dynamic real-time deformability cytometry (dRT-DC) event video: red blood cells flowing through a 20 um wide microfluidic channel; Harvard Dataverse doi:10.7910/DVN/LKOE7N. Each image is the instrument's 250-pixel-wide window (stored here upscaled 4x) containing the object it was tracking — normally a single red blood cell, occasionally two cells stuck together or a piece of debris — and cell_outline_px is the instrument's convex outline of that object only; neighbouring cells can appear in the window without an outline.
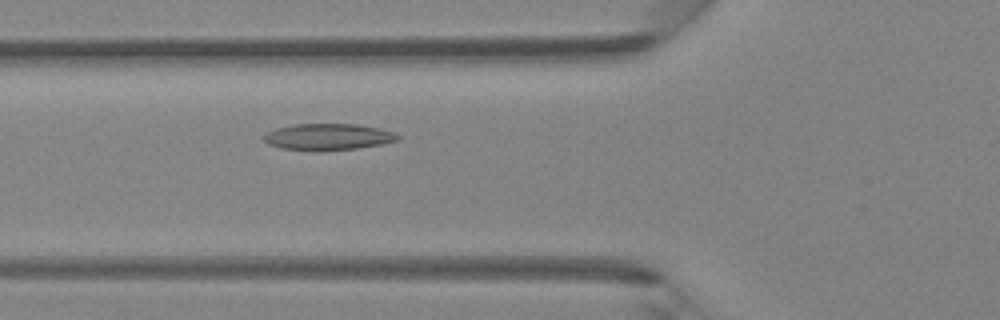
{"species": "Egyptian fruit bat (a non-hibernating species)", "species_latin": "Rousettus aegyptiacus", "temperature_condition": "room temperature", "stored_images_in_passage": 41, "camera_frame_rate_fps": 3000, "um_per_image_px": 0.085, "animal": {"sex": "female"}, "frame": {"image": 1, "passage_image": 13, "time_ms": 4.0, "image_size_px": [1000, 320], "cell_outline_px": [[400, 140], [380, 144], [356, 148], [320, 152], [316, 152], [280, 148], [268, 144], [264, 140], [264, 136], [268, 132], [276, 128], [296, 124], [356, 124], [396, 132], [400, 136]], "centroid_in_image_um": [27.88, 11.65], "position_along_channel_um": 97.9, "area_um2": 20.81}}
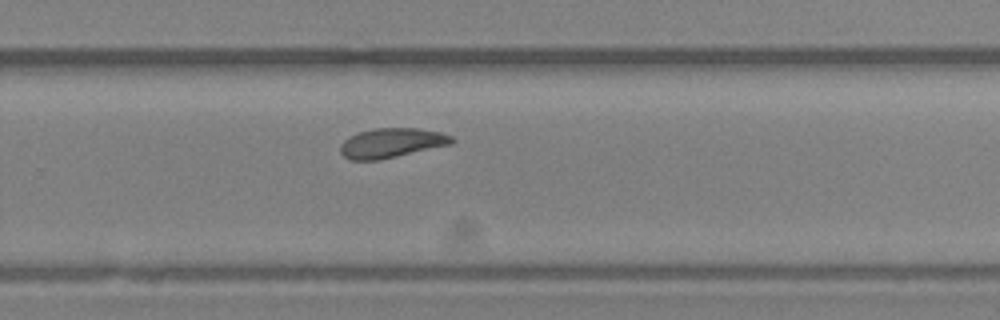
{"frame": {"image": 2, "passage_image": 26, "time_ms": 8.333, "image_size_px": [1000, 320], "cell_outline_px": [[456, 140], [452, 144], [380, 160], [348, 160], [340, 152], [340, 144], [348, 136], [360, 132], [376, 128], [420, 128], [440, 132], [452, 136]], "centroid_in_image_um": [33.28, 12.15], "position_along_channel_um": 296.5, "area_um2": 19.36}}
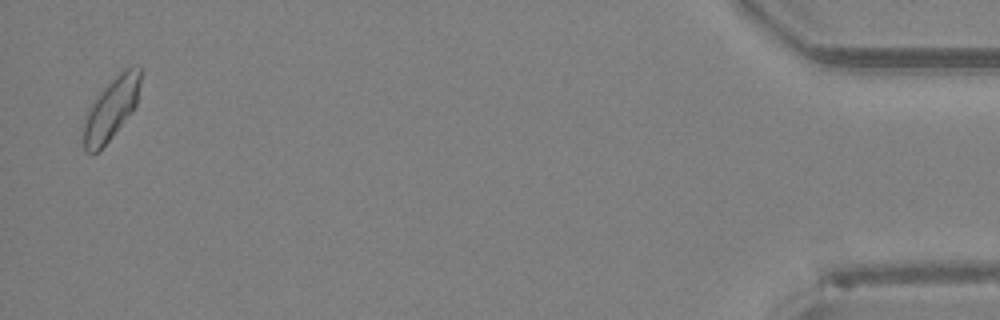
{"frame": {"image": 3, "passage_image": 40, "time_ms": 13.0, "image_size_px": [1000, 320], "cell_outline_px": [[140, 84], [136, 104], [132, 112], [112, 136], [92, 156], [84, 152], [80, 140], [84, 112], [100, 92], [124, 68], [132, 64], [140, 64]], "centroid_in_image_um": [9.37, 9.28], "position_along_channel_um": 425.8, "area_um2": 21.15}}